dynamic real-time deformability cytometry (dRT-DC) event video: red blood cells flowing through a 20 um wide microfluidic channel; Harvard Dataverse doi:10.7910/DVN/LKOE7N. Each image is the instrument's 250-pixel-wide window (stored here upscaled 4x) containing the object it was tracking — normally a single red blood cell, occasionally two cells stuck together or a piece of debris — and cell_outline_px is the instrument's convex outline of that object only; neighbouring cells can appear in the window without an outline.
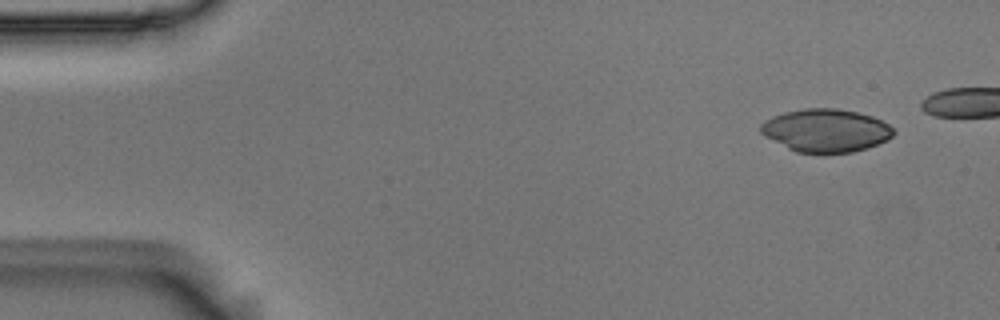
{"species": "Egyptian fruit bat (a non-hibernating species)", "species_latin": "Rousettus aegyptiacus", "temperature_condition": "room temperature", "stored_images_in_passage": 3, "camera_frame_rate_fps": 3000, "um_per_image_px": 0.085, "animal": {"sex": "male"}, "frame": {"image": 1, "passage_image": 1, "time_ms": 0.0, "image_size_px": [1000, 320], "cell_outline_px": [[896, 132], [892, 136], [868, 148], [852, 152], [796, 152], [764, 136], [760, 132], [760, 124], [764, 120], [772, 116], [784, 112], [804, 108], [836, 108], [856, 112], [872, 116], [888, 124]], "centroid_in_image_um": [70.16, 11.07], "position_along_channel_um": 14.8, "area_um2": 33.06}}